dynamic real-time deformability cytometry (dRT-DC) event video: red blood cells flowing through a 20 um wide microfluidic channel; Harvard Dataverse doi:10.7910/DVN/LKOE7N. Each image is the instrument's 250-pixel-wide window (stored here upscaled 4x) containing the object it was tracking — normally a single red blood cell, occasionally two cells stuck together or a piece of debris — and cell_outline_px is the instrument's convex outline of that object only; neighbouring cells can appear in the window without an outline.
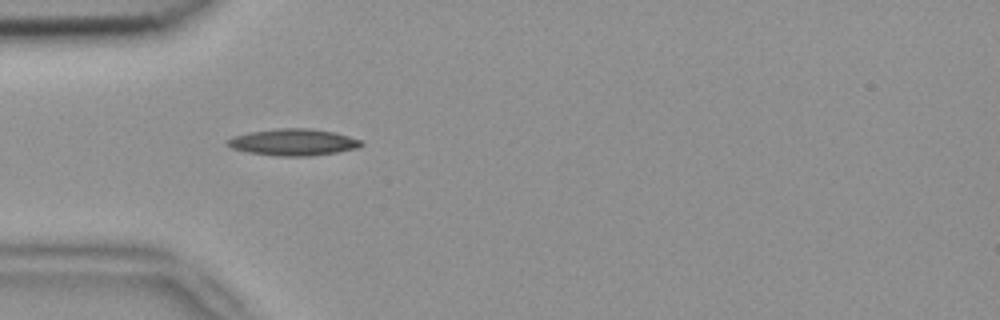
{"species": "common noctule bat (a hibernating species)", "species_latin": "Nyctalus noctula", "temperature_condition": "room temperature", "stored_images_in_passage": 5, "camera_frame_rate_fps": 3000, "um_per_image_px": 0.085, "animal": {"sex": "female", "body_mass_g": 18.4}, "frame": {"image": 1, "passage_image": 4, "time_ms": 1.0, "image_size_px": [1000, 320], "cell_outline_px": [[364, 144], [360, 148], [312, 156], [276, 156], [248, 152], [232, 148], [228, 144], [228, 140], [232, 136], [248, 132], [280, 128], [308, 128], [332, 132], [348, 136], [360, 140]], "centroid_in_image_um": [24.94, 12.09], "position_along_channel_um": 60.1, "area_um2": 20.69}}